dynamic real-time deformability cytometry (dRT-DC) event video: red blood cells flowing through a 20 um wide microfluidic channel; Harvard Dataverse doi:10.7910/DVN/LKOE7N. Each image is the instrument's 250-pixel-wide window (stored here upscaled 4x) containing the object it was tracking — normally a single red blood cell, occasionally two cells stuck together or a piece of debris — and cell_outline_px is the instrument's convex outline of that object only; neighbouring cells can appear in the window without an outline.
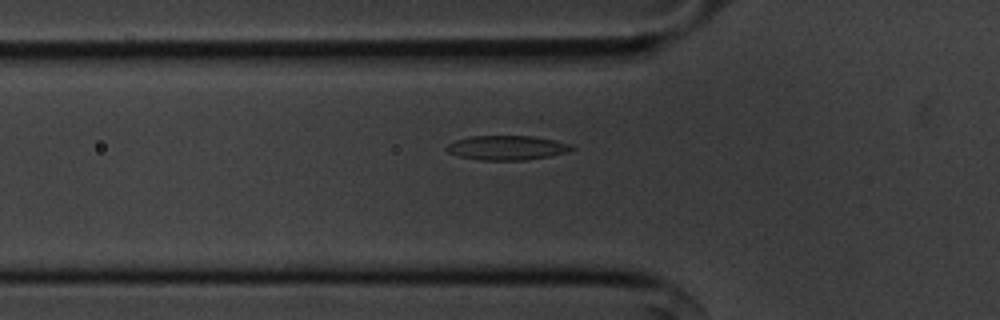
{"species": "common noctule bat (a hibernating species)", "species_latin": "Nyctalus noctula", "temperature_condition": "cold", "stored_images_in_passage": 39, "camera_frame_rate_fps": 3000, "um_per_image_px": 0.085, "animal": {"sex": "male", "body_mass_g": 20.1, "forearm_length_mm": 53.5}, "frame": {"image": 1, "passage_image": 6, "time_ms": 1.667, "image_size_px": [1000, 320], "cell_outline_px": [[576, 148], [568, 152], [548, 156], [524, 160], [480, 160], [460, 156], [448, 152], [444, 148], [448, 144], [456, 140], [468, 136], [532, 136], [556, 140], [572, 144]], "centroid_in_image_um": [43.11, 12.55], "position_along_channel_um": 82.7, "area_um2": 17.86}}
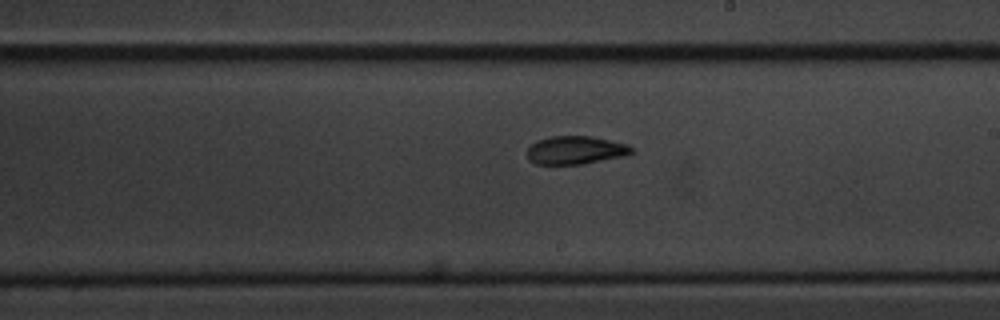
{"frame": {"image": 2, "passage_image": 19, "time_ms": 6.0, "image_size_px": [1000, 320], "cell_outline_px": [[636, 152], [620, 156], [584, 164], [536, 164], [528, 160], [524, 152], [536, 140], [548, 136], [592, 136], [628, 144]], "centroid_in_image_um": [48.86, 12.75], "position_along_channel_um": 240.1, "area_um2": 17.34}}
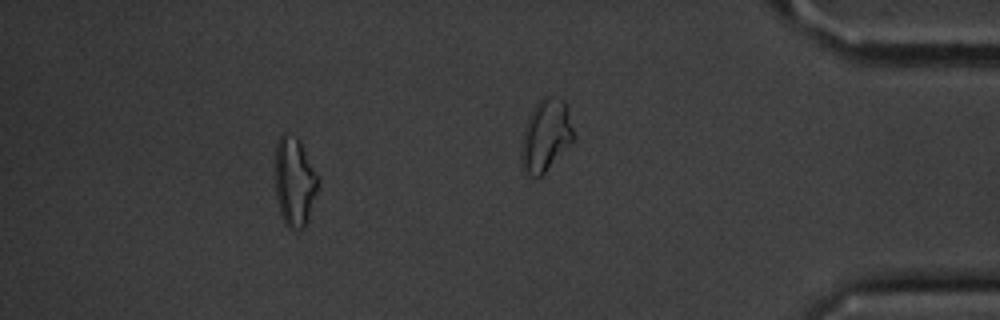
{"frame": {"image": 3, "passage_image": 33, "time_ms": 10.667, "image_size_px": [1000, 320], "cell_outline_px": [[320, 180], [308, 220], [304, 228], [288, 228], [284, 224], [280, 212], [276, 196], [276, 144], [280, 136], [284, 132], [288, 132], [296, 136], [300, 140], [320, 176]], "centroid_in_image_um": [25.06, 15.41], "position_along_channel_um": 410.1, "area_um2": 22.6}, "authors_computed_cell_mechanics": {"area_um2": 17.4556, "velocity_mm_per_s": 3.6148, "shape_relaxation_time_tau1_ms": 7.3898, "shape_relaxation_time_tau2_ms": 5.0443, "deformation_change_tau1": 0.171, "deformation_change_tau2": 0.1221}}